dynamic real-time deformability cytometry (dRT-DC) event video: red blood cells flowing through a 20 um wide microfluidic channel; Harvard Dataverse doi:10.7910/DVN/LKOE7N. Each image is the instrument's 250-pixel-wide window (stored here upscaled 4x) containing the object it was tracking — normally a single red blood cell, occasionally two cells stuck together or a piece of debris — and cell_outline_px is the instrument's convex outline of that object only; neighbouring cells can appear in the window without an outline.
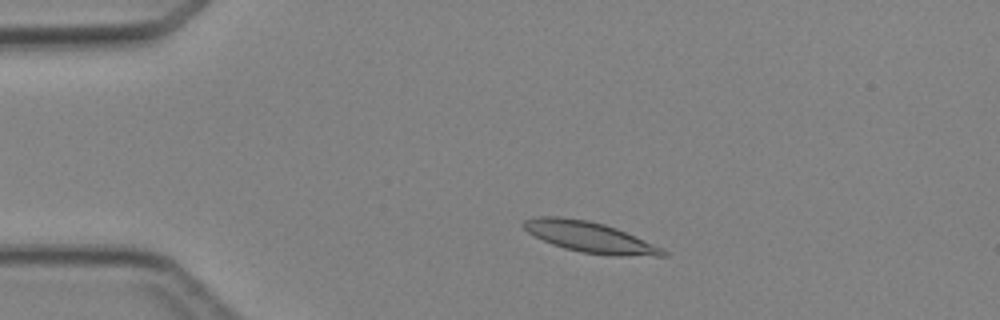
{"species": "Egyptian fruit bat (a non-hibernating species)", "species_latin": "Rousettus aegyptiacus", "temperature_condition": "cold", "stored_images_in_passage": 3, "camera_frame_rate_fps": 3000, "um_per_image_px": 0.085, "animal": {"sex": "female"}, "frame": {"image": 1, "passage_image": 2, "time_ms": 1.0, "image_size_px": [1000, 320], "cell_outline_px": [[668, 256], [612, 256], [580, 252], [564, 248], [552, 244], [528, 232], [520, 224], [524, 220], [536, 216], [560, 216], [588, 220], [604, 224], [616, 228], [660, 248], [668, 252]], "centroid_in_image_um": [50.08, 20.15], "position_along_channel_um": 34.9, "area_um2": 24.74}}